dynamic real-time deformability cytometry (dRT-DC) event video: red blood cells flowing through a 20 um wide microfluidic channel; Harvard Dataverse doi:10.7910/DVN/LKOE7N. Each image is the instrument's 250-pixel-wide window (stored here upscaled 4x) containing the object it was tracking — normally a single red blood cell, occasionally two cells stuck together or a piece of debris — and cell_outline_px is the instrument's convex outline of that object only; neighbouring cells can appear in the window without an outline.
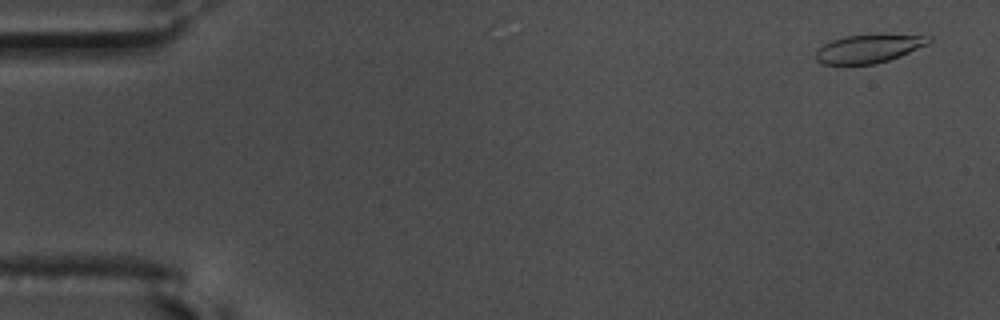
{"species": "common noctule bat (a hibernating species)", "species_latin": "Nyctalus noctula", "temperature_condition": "warm", "stored_images_in_passage": 57, "camera_frame_rate_fps": 3000, "um_per_image_px": 0.085, "animal": {"sex": "male", "body_mass_g": 17.5, "forearm_length_mm": 52.3}, "frame": {"image": 1, "passage_image": 3, "time_ms": 0.667, "image_size_px": [1000, 320], "cell_outline_px": [[932, 40], [928, 44], [900, 56], [876, 64], [820, 64], [816, 60], [816, 48], [832, 40], [844, 36], [932, 36]], "centroid_in_image_um": [73.78, 4.17], "position_along_channel_um": 11.2, "area_um2": 18.15}}
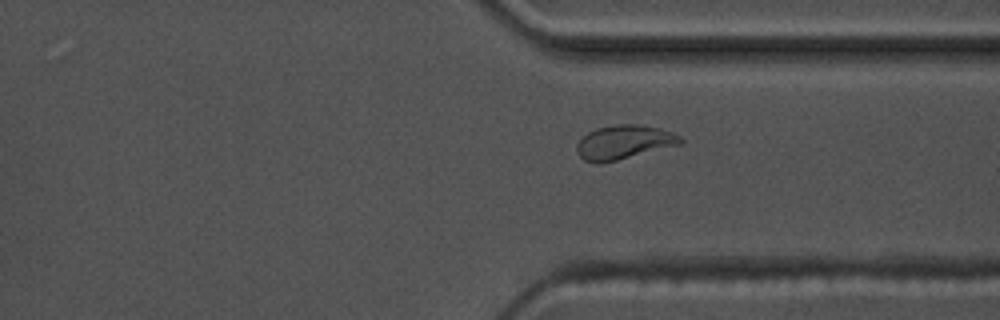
{"frame": {"image": 2, "passage_image": 43, "time_ms": 14.0, "image_size_px": [1000, 320], "cell_outline_px": [[684, 140], [680, 144], [600, 164], [596, 164], [584, 160], [580, 156], [576, 148], [576, 144], [588, 132], [596, 128], [616, 124], [640, 124], [660, 128], [672, 132], [680, 136]], "centroid_in_image_um": [53.02, 12.08], "position_along_channel_um": 358.4, "area_um2": 20.46}}
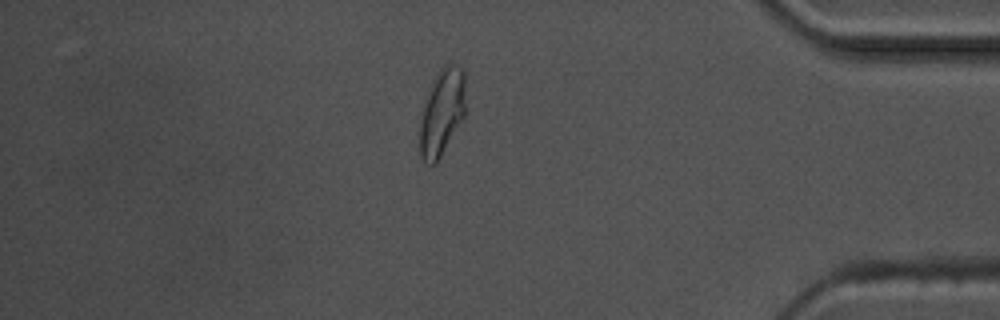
{"frame": {"image": 3, "passage_image": 49, "time_ms": 16.0, "image_size_px": [1000, 320], "cell_outline_px": [[464, 116], [436, 164], [424, 164], [420, 156], [420, 120], [436, 72], [444, 64], [452, 64], [460, 68], [464, 72]], "centroid_in_image_um": [37.55, 9.57], "position_along_channel_um": 397.6, "area_um2": 22.6}}